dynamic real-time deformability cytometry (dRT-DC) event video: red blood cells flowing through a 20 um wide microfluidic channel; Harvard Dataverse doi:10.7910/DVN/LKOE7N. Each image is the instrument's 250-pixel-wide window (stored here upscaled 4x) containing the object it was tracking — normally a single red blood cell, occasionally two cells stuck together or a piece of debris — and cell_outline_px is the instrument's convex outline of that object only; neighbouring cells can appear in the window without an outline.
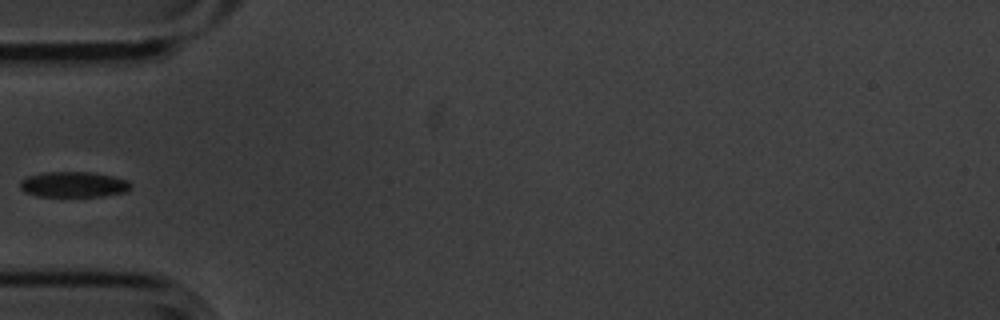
{"species": "common noctule bat (a hibernating species)", "species_latin": "Nyctalus noctula", "temperature_condition": "cold", "stored_images_in_passage": 10, "camera_frame_rate_fps": 3000, "um_per_image_px": 0.085, "animal": {"sex": "male", "body_mass_g": 20.1, "forearm_length_mm": 53.5}, "frame": {"image": 1, "passage_image": 5, "time_ms": 1.333, "image_size_px": [1000, 320], "cell_outline_px": [[132, 188], [124, 192], [104, 196], [36, 196], [24, 192], [20, 188], [20, 180], [28, 176], [44, 172], [96, 172], [128, 180], [132, 184]], "centroid_in_image_um": [6.26, 15.67], "position_along_channel_um": 78.7, "area_um2": 16.65}}
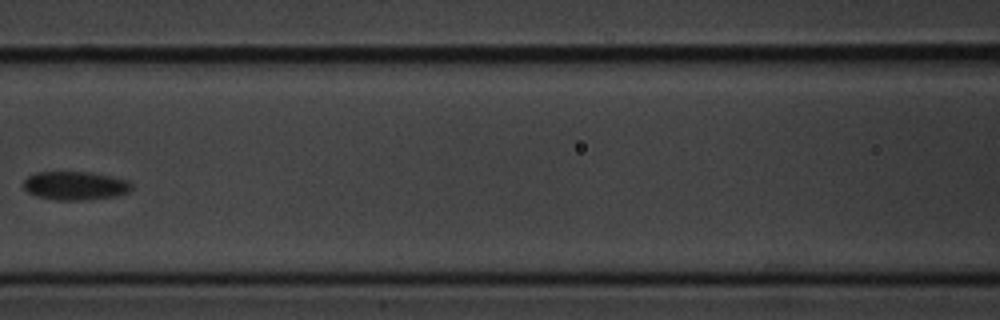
{"frame": {"image": 2, "passage_image": 7, "time_ms": 2.0, "image_size_px": [1000, 320], "cell_outline_px": [[132, 188], [128, 192], [116, 196], [80, 200], [52, 200], [36, 196], [28, 192], [24, 188], [24, 180], [28, 176], [36, 172], [92, 172], [112, 176], [128, 180], [132, 184]], "centroid_in_image_um": [6.39, 15.78], "position_along_channel_um": 160.2, "area_um2": 18.09}}
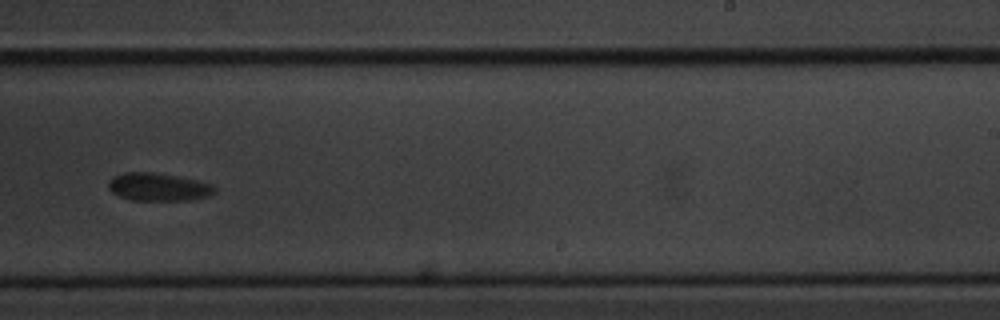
{"frame": {"image": 3, "passage_image": 10, "time_ms": 3.0, "image_size_px": [1000, 320], "cell_outline_px": [[216, 192], [208, 196], [192, 200], [132, 200], [120, 196], [112, 192], [108, 188], [108, 180], [112, 176], [124, 172], [152, 172], [176, 176], [196, 180], [212, 184], [216, 188]], "centroid_in_image_um": [13.45, 15.89], "position_along_channel_um": 275.6, "area_um2": 17.34}}